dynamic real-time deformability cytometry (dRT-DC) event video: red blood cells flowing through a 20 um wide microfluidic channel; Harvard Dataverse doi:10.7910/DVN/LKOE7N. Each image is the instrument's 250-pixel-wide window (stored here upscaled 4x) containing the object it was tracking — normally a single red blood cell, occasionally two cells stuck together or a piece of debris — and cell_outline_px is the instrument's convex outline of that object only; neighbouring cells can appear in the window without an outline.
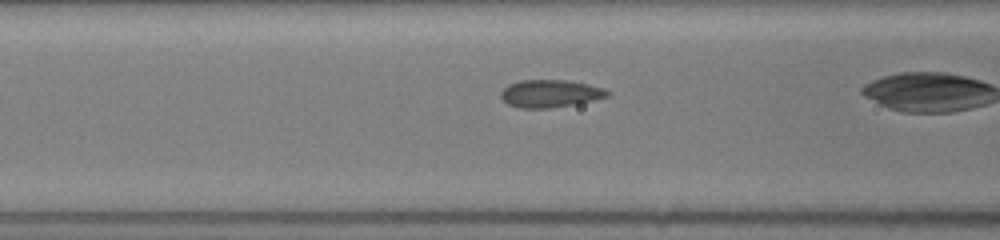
{"species": "common noctule bat (a hibernating species)", "species_latin": "Nyctalus noctula", "temperature_condition": "room temperature", "stored_images_in_passage": 32, "camera_frame_rate_fps": 3000, "um_per_image_px": 0.085, "animal": {"sex": "female", "body_mass_g": 19.5, "forearm_length_mm": 54.1}, "frame": {"image": 1, "passage_image": 14, "time_ms": 4.333, "image_size_px": [1000, 240], "cell_outline_px": [[612, 92], [608, 96], [592, 100], [572, 104], [548, 108], [520, 108], [508, 104], [500, 96], [500, 92], [508, 84], [520, 80], [568, 80], [588, 84], [604, 88]], "centroid_in_image_um": [46.75, 7.94], "position_along_channel_um": 119.8, "area_um2": 17.05}}
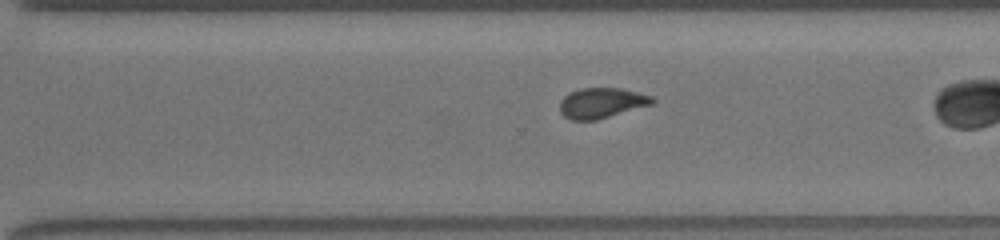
{"frame": {"image": 2, "passage_image": 28, "time_ms": 9.0, "image_size_px": [1000, 240], "cell_outline_px": [[656, 100], [652, 104], [596, 120], [572, 120], [564, 116], [560, 112], [560, 100], [564, 96], [580, 88], [620, 88], [652, 96]], "centroid_in_image_um": [51.12, 8.75], "position_along_channel_um": 319.5, "area_um2": 16.18}}